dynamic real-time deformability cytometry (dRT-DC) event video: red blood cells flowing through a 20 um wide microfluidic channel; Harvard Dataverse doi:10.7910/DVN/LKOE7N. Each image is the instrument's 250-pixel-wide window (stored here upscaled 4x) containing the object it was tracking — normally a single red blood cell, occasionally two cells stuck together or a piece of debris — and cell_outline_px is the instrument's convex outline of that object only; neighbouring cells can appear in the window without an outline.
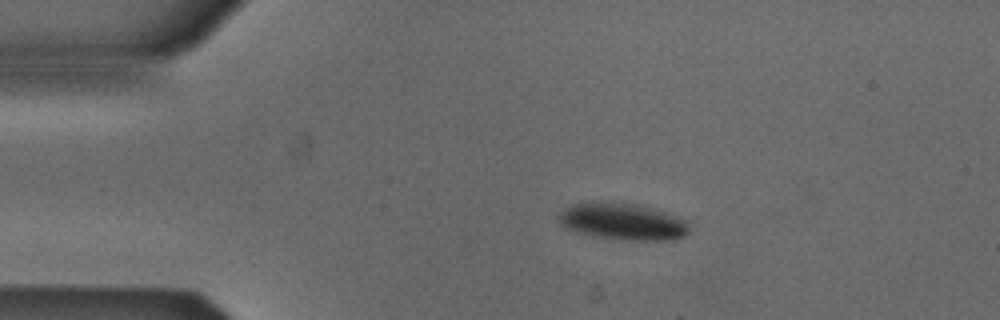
{"species": "Egyptian fruit bat (a non-hibernating species)", "species_latin": "Rousettus aegyptiacus", "temperature_condition": "cold", "stored_images_in_passage": 3, "camera_frame_rate_fps": 3000, "um_per_image_px": 0.085, "animal": {"sex": "male"}, "frame": {"image": 1, "passage_image": 2, "time_ms": 0.333, "image_size_px": [1000, 320], "cell_outline_px": [[688, 232], [684, 236], [676, 240], [628, 240], [596, 236], [576, 232], [560, 224], [556, 220], [556, 216], [564, 208], [572, 204], [592, 200], [604, 200], [640, 204], [676, 216], [684, 220], [688, 228]], "centroid_in_image_um": [52.85, 18.79], "position_along_channel_um": 32.1, "area_um2": 28.44}}